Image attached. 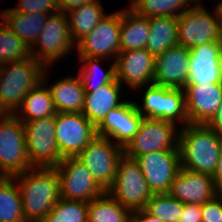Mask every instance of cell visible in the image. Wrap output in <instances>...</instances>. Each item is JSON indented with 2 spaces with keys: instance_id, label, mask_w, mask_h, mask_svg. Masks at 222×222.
<instances>
[{
  "instance_id": "6da1fadb",
  "label": "cell",
  "mask_w": 222,
  "mask_h": 222,
  "mask_svg": "<svg viewBox=\"0 0 222 222\" xmlns=\"http://www.w3.org/2000/svg\"><path fill=\"white\" fill-rule=\"evenodd\" d=\"M13 177L20 188L26 222H43L61 198L56 169L33 167Z\"/></svg>"
},
{
  "instance_id": "7a4b0ae2",
  "label": "cell",
  "mask_w": 222,
  "mask_h": 222,
  "mask_svg": "<svg viewBox=\"0 0 222 222\" xmlns=\"http://www.w3.org/2000/svg\"><path fill=\"white\" fill-rule=\"evenodd\" d=\"M181 168L210 176L222 153V137L206 124H186L179 131Z\"/></svg>"
},
{
  "instance_id": "3957f363",
  "label": "cell",
  "mask_w": 222,
  "mask_h": 222,
  "mask_svg": "<svg viewBox=\"0 0 222 222\" xmlns=\"http://www.w3.org/2000/svg\"><path fill=\"white\" fill-rule=\"evenodd\" d=\"M45 66L33 57L0 65V114L14 115L41 81Z\"/></svg>"
},
{
  "instance_id": "277c9868",
  "label": "cell",
  "mask_w": 222,
  "mask_h": 222,
  "mask_svg": "<svg viewBox=\"0 0 222 222\" xmlns=\"http://www.w3.org/2000/svg\"><path fill=\"white\" fill-rule=\"evenodd\" d=\"M212 12L196 3L178 16V44L188 49L208 42H219L222 36V6Z\"/></svg>"
},
{
  "instance_id": "5b68a950",
  "label": "cell",
  "mask_w": 222,
  "mask_h": 222,
  "mask_svg": "<svg viewBox=\"0 0 222 222\" xmlns=\"http://www.w3.org/2000/svg\"><path fill=\"white\" fill-rule=\"evenodd\" d=\"M135 91L143 94L140 97L141 103L135 101L138 112L143 117L172 121L180 127L188 124L184 89L152 84Z\"/></svg>"
},
{
  "instance_id": "8992f818",
  "label": "cell",
  "mask_w": 222,
  "mask_h": 222,
  "mask_svg": "<svg viewBox=\"0 0 222 222\" xmlns=\"http://www.w3.org/2000/svg\"><path fill=\"white\" fill-rule=\"evenodd\" d=\"M38 46V47H37ZM75 43L70 36L67 14L58 11L49 14L36 43L31 48V57L45 67H54L55 62L65 59L75 51Z\"/></svg>"
},
{
  "instance_id": "52a82bcc",
  "label": "cell",
  "mask_w": 222,
  "mask_h": 222,
  "mask_svg": "<svg viewBox=\"0 0 222 222\" xmlns=\"http://www.w3.org/2000/svg\"><path fill=\"white\" fill-rule=\"evenodd\" d=\"M31 168L23 123L15 115L0 114V172L13 177Z\"/></svg>"
},
{
  "instance_id": "ba28073f",
  "label": "cell",
  "mask_w": 222,
  "mask_h": 222,
  "mask_svg": "<svg viewBox=\"0 0 222 222\" xmlns=\"http://www.w3.org/2000/svg\"><path fill=\"white\" fill-rule=\"evenodd\" d=\"M179 131L172 121L143 117L138 132L123 148L124 156L136 159L148 152L179 150Z\"/></svg>"
},
{
  "instance_id": "9c48e42d",
  "label": "cell",
  "mask_w": 222,
  "mask_h": 222,
  "mask_svg": "<svg viewBox=\"0 0 222 222\" xmlns=\"http://www.w3.org/2000/svg\"><path fill=\"white\" fill-rule=\"evenodd\" d=\"M107 193L129 210L144 209L153 195L135 159L123 156Z\"/></svg>"
},
{
  "instance_id": "30bf717a",
  "label": "cell",
  "mask_w": 222,
  "mask_h": 222,
  "mask_svg": "<svg viewBox=\"0 0 222 222\" xmlns=\"http://www.w3.org/2000/svg\"><path fill=\"white\" fill-rule=\"evenodd\" d=\"M27 157L32 167L55 168L62 157L55 139V116L22 122Z\"/></svg>"
},
{
  "instance_id": "8fae6325",
  "label": "cell",
  "mask_w": 222,
  "mask_h": 222,
  "mask_svg": "<svg viewBox=\"0 0 222 222\" xmlns=\"http://www.w3.org/2000/svg\"><path fill=\"white\" fill-rule=\"evenodd\" d=\"M123 148L111 139L96 136L77 156L91 172L97 184L107 192L116 176Z\"/></svg>"
},
{
  "instance_id": "7c38bea8",
  "label": "cell",
  "mask_w": 222,
  "mask_h": 222,
  "mask_svg": "<svg viewBox=\"0 0 222 222\" xmlns=\"http://www.w3.org/2000/svg\"><path fill=\"white\" fill-rule=\"evenodd\" d=\"M121 10L106 14L96 27L75 44L78 57L115 61L120 52Z\"/></svg>"
},
{
  "instance_id": "4fadbf2b",
  "label": "cell",
  "mask_w": 222,
  "mask_h": 222,
  "mask_svg": "<svg viewBox=\"0 0 222 222\" xmlns=\"http://www.w3.org/2000/svg\"><path fill=\"white\" fill-rule=\"evenodd\" d=\"M55 169L59 177L62 199L89 203L105 193L77 157L64 158Z\"/></svg>"
},
{
  "instance_id": "5bb4252c",
  "label": "cell",
  "mask_w": 222,
  "mask_h": 222,
  "mask_svg": "<svg viewBox=\"0 0 222 222\" xmlns=\"http://www.w3.org/2000/svg\"><path fill=\"white\" fill-rule=\"evenodd\" d=\"M55 139L63 158L77 157L97 136L96 127L82 113H56Z\"/></svg>"
},
{
  "instance_id": "9a60e30c",
  "label": "cell",
  "mask_w": 222,
  "mask_h": 222,
  "mask_svg": "<svg viewBox=\"0 0 222 222\" xmlns=\"http://www.w3.org/2000/svg\"><path fill=\"white\" fill-rule=\"evenodd\" d=\"M152 194H168L181 169L179 150L148 152L135 159Z\"/></svg>"
},
{
  "instance_id": "2e32d148",
  "label": "cell",
  "mask_w": 222,
  "mask_h": 222,
  "mask_svg": "<svg viewBox=\"0 0 222 222\" xmlns=\"http://www.w3.org/2000/svg\"><path fill=\"white\" fill-rule=\"evenodd\" d=\"M154 71L155 57L146 48L120 51L115 60L116 80L129 91L152 85Z\"/></svg>"
},
{
  "instance_id": "e0dca14e",
  "label": "cell",
  "mask_w": 222,
  "mask_h": 222,
  "mask_svg": "<svg viewBox=\"0 0 222 222\" xmlns=\"http://www.w3.org/2000/svg\"><path fill=\"white\" fill-rule=\"evenodd\" d=\"M143 116L138 112L134 99H127L112 109L96 127L97 136L111 139L124 148L138 132Z\"/></svg>"
},
{
  "instance_id": "ac0fdd59",
  "label": "cell",
  "mask_w": 222,
  "mask_h": 222,
  "mask_svg": "<svg viewBox=\"0 0 222 222\" xmlns=\"http://www.w3.org/2000/svg\"><path fill=\"white\" fill-rule=\"evenodd\" d=\"M190 49L176 45L155 57L153 84L184 89L189 74Z\"/></svg>"
},
{
  "instance_id": "d6986e66",
  "label": "cell",
  "mask_w": 222,
  "mask_h": 222,
  "mask_svg": "<svg viewBox=\"0 0 222 222\" xmlns=\"http://www.w3.org/2000/svg\"><path fill=\"white\" fill-rule=\"evenodd\" d=\"M168 194L183 204L202 205L220 193L212 176L181 168Z\"/></svg>"
},
{
  "instance_id": "ffe728a7",
  "label": "cell",
  "mask_w": 222,
  "mask_h": 222,
  "mask_svg": "<svg viewBox=\"0 0 222 222\" xmlns=\"http://www.w3.org/2000/svg\"><path fill=\"white\" fill-rule=\"evenodd\" d=\"M184 91L188 123L207 124L222 104V83L186 84Z\"/></svg>"
},
{
  "instance_id": "44dd1931",
  "label": "cell",
  "mask_w": 222,
  "mask_h": 222,
  "mask_svg": "<svg viewBox=\"0 0 222 222\" xmlns=\"http://www.w3.org/2000/svg\"><path fill=\"white\" fill-rule=\"evenodd\" d=\"M222 83L221 45L208 42L190 49L187 84Z\"/></svg>"
},
{
  "instance_id": "7402d4cb",
  "label": "cell",
  "mask_w": 222,
  "mask_h": 222,
  "mask_svg": "<svg viewBox=\"0 0 222 222\" xmlns=\"http://www.w3.org/2000/svg\"><path fill=\"white\" fill-rule=\"evenodd\" d=\"M48 75L49 69L45 67L42 81L50 89L57 113H82L85 90L79 76L69 74L49 85Z\"/></svg>"
},
{
  "instance_id": "603a6c76",
  "label": "cell",
  "mask_w": 222,
  "mask_h": 222,
  "mask_svg": "<svg viewBox=\"0 0 222 222\" xmlns=\"http://www.w3.org/2000/svg\"><path fill=\"white\" fill-rule=\"evenodd\" d=\"M124 87L115 78L111 83L85 93L82 114L97 127L106 114L127 100V94L122 91Z\"/></svg>"
},
{
  "instance_id": "cb8c5ba5",
  "label": "cell",
  "mask_w": 222,
  "mask_h": 222,
  "mask_svg": "<svg viewBox=\"0 0 222 222\" xmlns=\"http://www.w3.org/2000/svg\"><path fill=\"white\" fill-rule=\"evenodd\" d=\"M49 14L43 13H20L12 8L0 11L3 23L23 42L32 48L36 43Z\"/></svg>"
},
{
  "instance_id": "d4e9b609",
  "label": "cell",
  "mask_w": 222,
  "mask_h": 222,
  "mask_svg": "<svg viewBox=\"0 0 222 222\" xmlns=\"http://www.w3.org/2000/svg\"><path fill=\"white\" fill-rule=\"evenodd\" d=\"M149 31L148 17L136 13L129 6L121 9L120 51L145 48Z\"/></svg>"
},
{
  "instance_id": "484cf974",
  "label": "cell",
  "mask_w": 222,
  "mask_h": 222,
  "mask_svg": "<svg viewBox=\"0 0 222 222\" xmlns=\"http://www.w3.org/2000/svg\"><path fill=\"white\" fill-rule=\"evenodd\" d=\"M149 38L146 49L157 57L172 46L178 45V18L158 16L149 18Z\"/></svg>"
},
{
  "instance_id": "4316f807",
  "label": "cell",
  "mask_w": 222,
  "mask_h": 222,
  "mask_svg": "<svg viewBox=\"0 0 222 222\" xmlns=\"http://www.w3.org/2000/svg\"><path fill=\"white\" fill-rule=\"evenodd\" d=\"M57 113L50 89L41 81L24 97L21 107L14 114L21 122L55 116Z\"/></svg>"
},
{
  "instance_id": "83f0119b",
  "label": "cell",
  "mask_w": 222,
  "mask_h": 222,
  "mask_svg": "<svg viewBox=\"0 0 222 222\" xmlns=\"http://www.w3.org/2000/svg\"><path fill=\"white\" fill-rule=\"evenodd\" d=\"M77 59L78 67L81 64L77 75L84 86L85 93L93 92L116 78L115 61H112L105 70L102 66L103 63L111 62V60L97 57H78Z\"/></svg>"
},
{
  "instance_id": "f1b7e54d",
  "label": "cell",
  "mask_w": 222,
  "mask_h": 222,
  "mask_svg": "<svg viewBox=\"0 0 222 222\" xmlns=\"http://www.w3.org/2000/svg\"><path fill=\"white\" fill-rule=\"evenodd\" d=\"M101 0L83 4L67 13L70 36L76 44L85 35L89 34L106 15Z\"/></svg>"
},
{
  "instance_id": "f546056e",
  "label": "cell",
  "mask_w": 222,
  "mask_h": 222,
  "mask_svg": "<svg viewBox=\"0 0 222 222\" xmlns=\"http://www.w3.org/2000/svg\"><path fill=\"white\" fill-rule=\"evenodd\" d=\"M88 222H132V211L105 192L88 203Z\"/></svg>"
},
{
  "instance_id": "4dcf8cb0",
  "label": "cell",
  "mask_w": 222,
  "mask_h": 222,
  "mask_svg": "<svg viewBox=\"0 0 222 222\" xmlns=\"http://www.w3.org/2000/svg\"><path fill=\"white\" fill-rule=\"evenodd\" d=\"M0 222H26L20 188L14 177L0 180Z\"/></svg>"
},
{
  "instance_id": "1f68e13d",
  "label": "cell",
  "mask_w": 222,
  "mask_h": 222,
  "mask_svg": "<svg viewBox=\"0 0 222 222\" xmlns=\"http://www.w3.org/2000/svg\"><path fill=\"white\" fill-rule=\"evenodd\" d=\"M128 5L136 13L148 18L158 16L178 17L192 8L196 0H131Z\"/></svg>"
},
{
  "instance_id": "d6a6232c",
  "label": "cell",
  "mask_w": 222,
  "mask_h": 222,
  "mask_svg": "<svg viewBox=\"0 0 222 222\" xmlns=\"http://www.w3.org/2000/svg\"><path fill=\"white\" fill-rule=\"evenodd\" d=\"M29 58H31V48L1 21L0 65Z\"/></svg>"
},
{
  "instance_id": "836d02e7",
  "label": "cell",
  "mask_w": 222,
  "mask_h": 222,
  "mask_svg": "<svg viewBox=\"0 0 222 222\" xmlns=\"http://www.w3.org/2000/svg\"><path fill=\"white\" fill-rule=\"evenodd\" d=\"M43 222H88V203L60 198Z\"/></svg>"
},
{
  "instance_id": "e575fe53",
  "label": "cell",
  "mask_w": 222,
  "mask_h": 222,
  "mask_svg": "<svg viewBox=\"0 0 222 222\" xmlns=\"http://www.w3.org/2000/svg\"><path fill=\"white\" fill-rule=\"evenodd\" d=\"M184 204L169 194H153L144 208L163 222H179Z\"/></svg>"
},
{
  "instance_id": "d590c367",
  "label": "cell",
  "mask_w": 222,
  "mask_h": 222,
  "mask_svg": "<svg viewBox=\"0 0 222 222\" xmlns=\"http://www.w3.org/2000/svg\"><path fill=\"white\" fill-rule=\"evenodd\" d=\"M20 13H43L53 14L58 11V0H19L16 7L12 8Z\"/></svg>"
},
{
  "instance_id": "8d00e7d4",
  "label": "cell",
  "mask_w": 222,
  "mask_h": 222,
  "mask_svg": "<svg viewBox=\"0 0 222 222\" xmlns=\"http://www.w3.org/2000/svg\"><path fill=\"white\" fill-rule=\"evenodd\" d=\"M202 222H222V193L201 205Z\"/></svg>"
},
{
  "instance_id": "74e56055",
  "label": "cell",
  "mask_w": 222,
  "mask_h": 222,
  "mask_svg": "<svg viewBox=\"0 0 222 222\" xmlns=\"http://www.w3.org/2000/svg\"><path fill=\"white\" fill-rule=\"evenodd\" d=\"M179 222H202L201 205L184 204Z\"/></svg>"
},
{
  "instance_id": "f35d334b",
  "label": "cell",
  "mask_w": 222,
  "mask_h": 222,
  "mask_svg": "<svg viewBox=\"0 0 222 222\" xmlns=\"http://www.w3.org/2000/svg\"><path fill=\"white\" fill-rule=\"evenodd\" d=\"M95 1L97 0H58V5H59L60 11L67 14L70 11L82 6L83 4H86L89 2H95Z\"/></svg>"
},
{
  "instance_id": "ab89813d",
  "label": "cell",
  "mask_w": 222,
  "mask_h": 222,
  "mask_svg": "<svg viewBox=\"0 0 222 222\" xmlns=\"http://www.w3.org/2000/svg\"><path fill=\"white\" fill-rule=\"evenodd\" d=\"M206 125L222 137V104L218 107L216 113Z\"/></svg>"
},
{
  "instance_id": "60d3db41",
  "label": "cell",
  "mask_w": 222,
  "mask_h": 222,
  "mask_svg": "<svg viewBox=\"0 0 222 222\" xmlns=\"http://www.w3.org/2000/svg\"><path fill=\"white\" fill-rule=\"evenodd\" d=\"M132 222H163L159 218L152 216L145 209L132 212Z\"/></svg>"
},
{
  "instance_id": "b9f144b4",
  "label": "cell",
  "mask_w": 222,
  "mask_h": 222,
  "mask_svg": "<svg viewBox=\"0 0 222 222\" xmlns=\"http://www.w3.org/2000/svg\"><path fill=\"white\" fill-rule=\"evenodd\" d=\"M213 180L216 186V189L219 193H222V153L220 155V159L217 163L216 170L213 173Z\"/></svg>"
},
{
  "instance_id": "7bdbcfd3",
  "label": "cell",
  "mask_w": 222,
  "mask_h": 222,
  "mask_svg": "<svg viewBox=\"0 0 222 222\" xmlns=\"http://www.w3.org/2000/svg\"><path fill=\"white\" fill-rule=\"evenodd\" d=\"M197 1V3H199V4H201V0H196ZM217 5H220V6H222V0L221 1H219V3H217Z\"/></svg>"
},
{
  "instance_id": "ee69618b",
  "label": "cell",
  "mask_w": 222,
  "mask_h": 222,
  "mask_svg": "<svg viewBox=\"0 0 222 222\" xmlns=\"http://www.w3.org/2000/svg\"><path fill=\"white\" fill-rule=\"evenodd\" d=\"M220 45H221V61H222V36H221V40H220Z\"/></svg>"
},
{
  "instance_id": "f6af8a7d",
  "label": "cell",
  "mask_w": 222,
  "mask_h": 222,
  "mask_svg": "<svg viewBox=\"0 0 222 222\" xmlns=\"http://www.w3.org/2000/svg\"><path fill=\"white\" fill-rule=\"evenodd\" d=\"M3 177H4L3 174L0 172V180H1Z\"/></svg>"
}]
</instances>
